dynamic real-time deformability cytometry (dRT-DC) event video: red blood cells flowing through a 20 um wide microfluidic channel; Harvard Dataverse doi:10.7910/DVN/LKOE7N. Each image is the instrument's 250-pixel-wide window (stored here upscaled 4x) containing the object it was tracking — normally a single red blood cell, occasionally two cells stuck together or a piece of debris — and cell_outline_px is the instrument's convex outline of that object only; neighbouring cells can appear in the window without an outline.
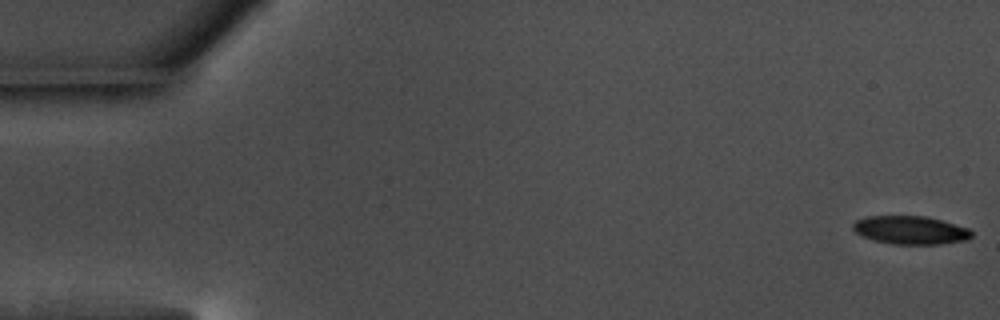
{"species": "common noctule bat (a hibernating species)", "species_latin": "Nyctalus noctula", "temperature_condition": "warm", "stored_images_in_passage": 56, "camera_frame_rate_fps": 3000, "um_per_image_px": 0.085, "animal": {"sex": "male", "body_mass_g": 17.5, "forearm_length_mm": 52.3}, "frame": {"image": 1, "passage_image": 1, "time_ms": 0.0, "image_size_px": [1000, 320], "cell_outline_px": [[972, 236], [968, 240], [940, 244], [892, 244], [872, 240], [860, 236], [852, 228], [852, 224], [856, 220], [864, 216], [924, 216], [940, 220], [968, 228], [972, 232]], "centroid_in_image_um": [77.35, 19.56], "position_along_channel_um": 7.7, "area_um2": 19.65}}
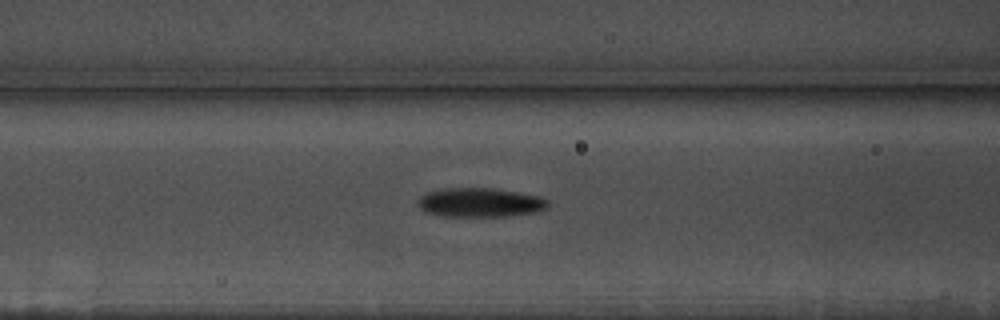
{"frame": {"image": 2, "passage_image": 23, "time_ms": 7.333, "image_size_px": [1000, 320], "cell_outline_px": [[548, 208], [536, 212], [508, 216], [440, 216], [428, 212], [420, 208], [420, 196], [428, 192], [444, 188], [492, 188], [540, 196], [548, 200]], "centroid_in_image_um": [40.85, 17.21], "position_along_channel_um": 125.8, "area_um2": 21.91}}
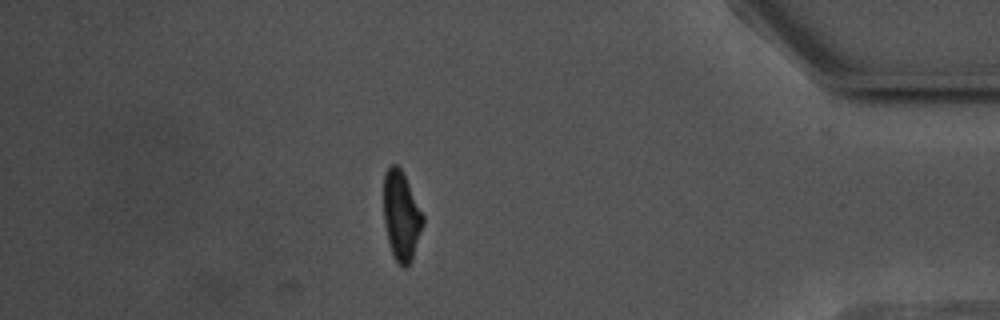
{"frame": {"image": 3, "passage_image": 49, "time_ms": 16.0, "image_size_px": [1000, 320], "cell_outline_px": [[424, 224], [412, 260], [404, 268], [396, 260], [392, 252], [388, 240], [384, 220], [384, 172], [392, 164], [396, 164], [400, 168], [424, 216]], "centroid_in_image_um": [34.11, 18.35], "position_along_channel_um": 401.1, "area_um2": 20.11}, "authors_computed_cell_mechanics": {"area_um2": 21.386, "velocity_mm_per_s": 3.6481, "shape_relaxation_time_tau1_ms": 3.804, "shape_relaxation_time_tau2_ms": 6.559, "deformation_change_tau1": 0.1545, "deformation_change_tau2": 0.1543}}